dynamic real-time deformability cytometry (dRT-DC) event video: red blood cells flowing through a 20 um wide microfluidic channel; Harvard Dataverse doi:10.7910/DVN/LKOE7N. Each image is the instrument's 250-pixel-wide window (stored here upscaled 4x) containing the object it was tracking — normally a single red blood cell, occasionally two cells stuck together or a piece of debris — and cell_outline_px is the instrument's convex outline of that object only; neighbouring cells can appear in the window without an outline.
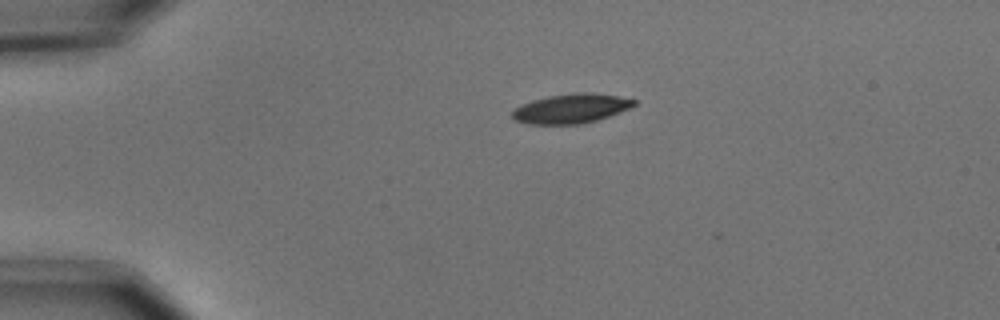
{"species": "common noctule bat (a hibernating species)", "species_latin": "Nyctalus noctula", "temperature_condition": "cold", "stored_images_in_passage": 28, "camera_frame_rate_fps": 3000, "um_per_image_px": 0.085, "animal": {"sex": "male", "body_mass_g": 15.6}, "frame": {"image": 1, "passage_image": 1, "time_ms": 0.0, "image_size_px": [1000, 320], "cell_outline_px": [[636, 104], [620, 112], [584, 124], [528, 124], [516, 120], [512, 116], [512, 112], [520, 104], [532, 100], [548, 96], [576, 92], [588, 92], [616, 96], [636, 100]], "centroid_in_image_um": [48.52, 9.22], "position_along_channel_um": 36.5, "area_um2": 20.75}}
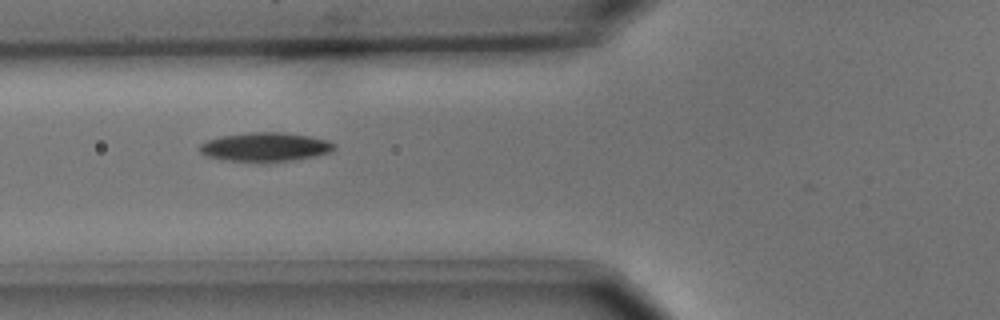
{"frame": {"image": 2, "passage_image": 10, "time_ms": 3.0, "image_size_px": [1000, 320], "cell_outline_px": [[336, 148], [332, 152], [292, 160], [220, 160], [204, 156], [196, 148], [200, 144], [208, 140], [220, 136], [252, 132], [280, 132], [308, 136], [328, 140], [336, 144]], "centroid_in_image_um": [22.51, 12.47], "position_along_channel_um": 103.3, "area_um2": 22.37}}
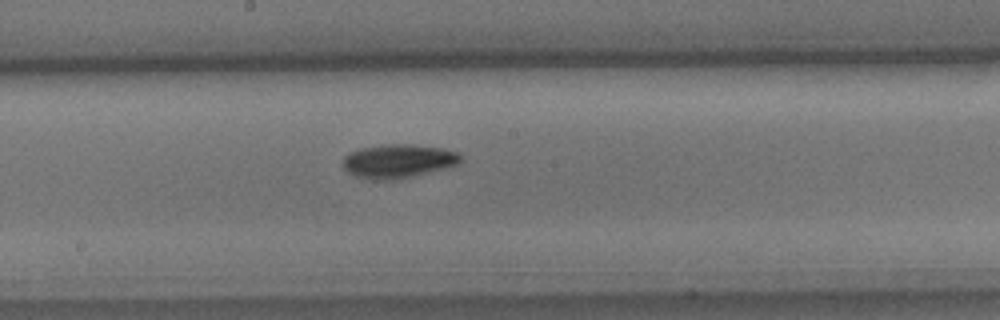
{"frame": {"image": 3, "passage_image": 19, "time_ms": 6.0, "image_size_px": [1000, 320], "cell_outline_px": [[460, 160], [456, 164], [448, 168], [396, 180], [372, 180], [356, 176], [348, 172], [344, 168], [344, 156], [348, 152], [360, 148], [384, 144], [412, 144], [444, 148], [456, 152], [460, 156]], "centroid_in_image_um": [33.83, 13.69], "position_along_channel_um": 214.4, "area_um2": 23.29}}